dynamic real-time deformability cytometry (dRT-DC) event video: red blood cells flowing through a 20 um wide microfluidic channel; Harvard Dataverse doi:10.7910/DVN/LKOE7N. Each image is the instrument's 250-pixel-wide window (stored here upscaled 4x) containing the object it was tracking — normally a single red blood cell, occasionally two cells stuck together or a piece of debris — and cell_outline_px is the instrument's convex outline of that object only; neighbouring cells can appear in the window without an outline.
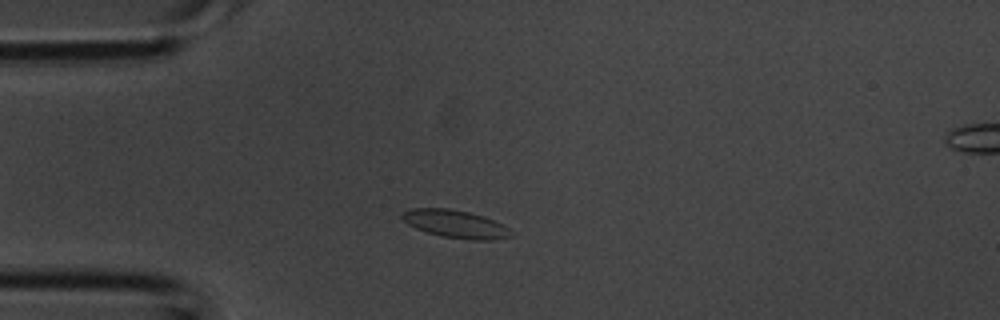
{"species": "common noctule bat (a hibernating species)", "species_latin": "Nyctalus noctula", "temperature_condition": "room temperature", "stored_images_in_passage": 2, "segment_of_instrument_passage": [1, 2], "camera_frame_rate_fps": 3000, "um_per_image_px": 0.085, "animal": {"sex": "male", "body_mass_g": 20.1, "forearm_length_mm": 53.5}, "frame": {"image": 1, "passage_image": 1, "time_ms": 0.0, "image_size_px": [1000, 320], "cell_outline_px": [[512, 236], [492, 240], [472, 240], [440, 236], [416, 228], [408, 224], [400, 216], [400, 212], [412, 208], [448, 208], [468, 212], [484, 216], [508, 228], [512, 232]], "centroid_in_image_um": [38.68, 19.03], "position_along_channel_um": 46.3, "area_um2": 17.57}}